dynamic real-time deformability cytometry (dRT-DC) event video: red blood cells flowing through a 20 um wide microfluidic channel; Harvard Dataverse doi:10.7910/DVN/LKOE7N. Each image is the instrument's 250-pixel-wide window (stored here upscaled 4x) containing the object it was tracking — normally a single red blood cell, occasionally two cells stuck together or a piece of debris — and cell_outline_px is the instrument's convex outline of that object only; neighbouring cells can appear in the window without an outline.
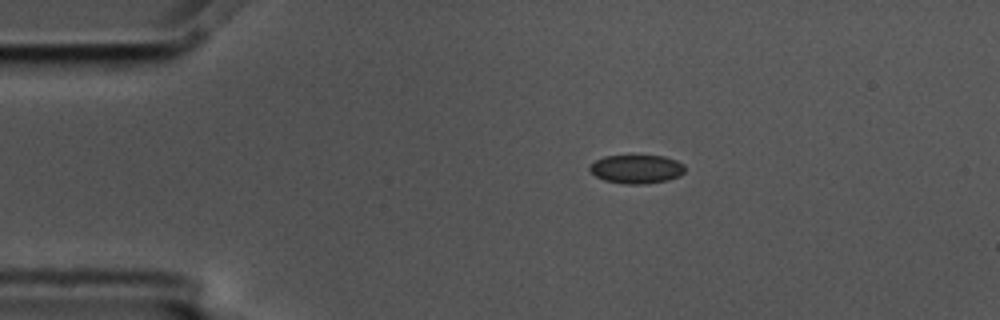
{"species": "common noctule bat (a hibernating species)", "species_latin": "Nyctalus noctula", "temperature_condition": "cold", "stored_images_in_passage": 5, "segment_of_instrument_passage": [2, 2], "camera_frame_rate_fps": 3000, "um_per_image_px": 0.085, "animal": {"sex": "male", "body_mass_g": 17.5, "forearm_length_mm": 52.3}, "frame": {"image": 1, "passage_image": 5, "time_ms": 1.333, "image_size_px": [1000, 320], "cell_outline_px": [[684, 172], [680, 176], [668, 180], [644, 184], [628, 184], [604, 180], [596, 176], [588, 168], [596, 160], [604, 156], [664, 156], [676, 160], [684, 164]], "centroid_in_image_um": [54.13, 14.37], "position_along_channel_um": 30.9, "area_um2": 15.78}}